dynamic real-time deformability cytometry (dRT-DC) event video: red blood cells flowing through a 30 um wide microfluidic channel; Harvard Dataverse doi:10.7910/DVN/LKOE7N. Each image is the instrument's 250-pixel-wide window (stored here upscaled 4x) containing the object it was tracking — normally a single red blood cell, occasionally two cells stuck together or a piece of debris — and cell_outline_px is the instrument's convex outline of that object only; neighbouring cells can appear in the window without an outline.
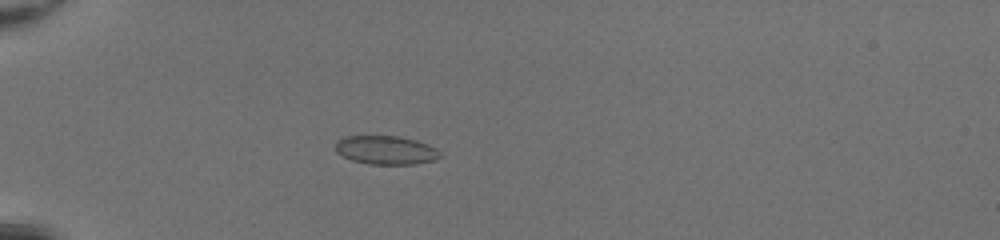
{"species": "common noctule bat (a hibernating species)", "species_latin": "Nyctalus noctula", "temperature_condition": "room temperature", "stored_images_in_passage": 36, "camera_frame_rate_fps": 3000, "um_per_image_px": 0.085, "animal": {"sex": "female", "body_mass_g": 20.0, "forearm_length_mm": 54.0}, "frame": {"image": 1, "passage_image": 2, "time_ms": 0.333, "image_size_px": [1000, 240], "cell_outline_px": [[444, 156], [436, 160], [416, 164], [368, 164], [352, 160], [336, 152], [336, 140], [344, 136], [396, 136], [416, 140], [428, 144], [436, 148]], "centroid_in_image_um": [32.84, 12.76], "position_along_channel_um": 52.2, "area_um2": 17.63}}
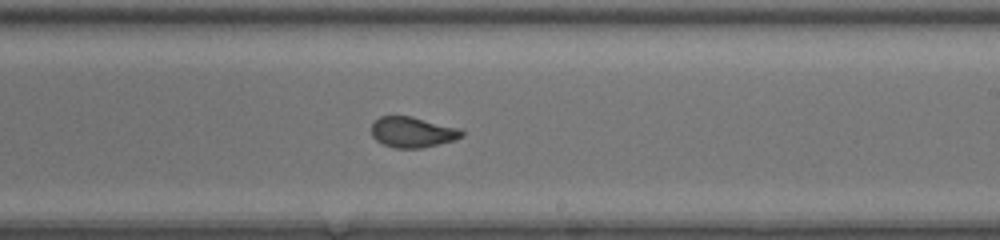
{"frame": {"image": 2, "passage_image": 18, "time_ms": 5.667, "image_size_px": [1000, 240], "cell_outline_px": [[464, 136], [452, 140], [420, 148], [396, 148], [384, 144], [376, 140], [372, 136], [372, 124], [380, 116], [412, 116], [460, 128], [464, 132]], "centroid_in_image_um": [35.07, 11.22], "position_along_channel_um": 253.9, "area_um2": 15.95}}
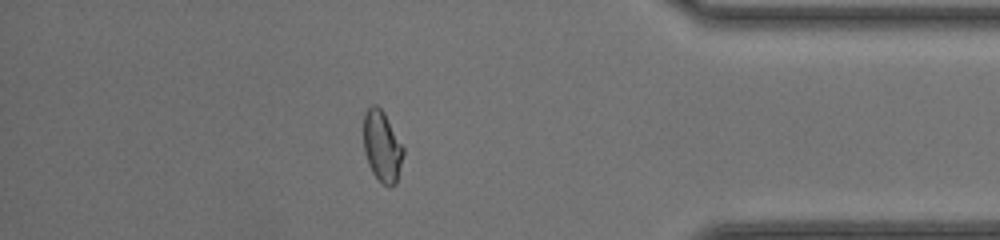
{"frame": {"image": 3, "passage_image": 30, "time_ms": 9.667, "image_size_px": [1000, 240], "cell_outline_px": [[404, 152], [396, 184], [388, 188], [372, 172], [368, 164], [364, 152], [364, 112], [372, 104], [376, 104], [384, 112], [404, 148]], "centroid_in_image_um": [32.47, 12.43], "position_along_channel_um": 402.7, "area_um2": 16.42}, "authors_computed_cell_mechanics": {"area_um2": 16.7331, "velocity_mm_per_s": 4.3087, "shape_relaxation_time_tau1_ms": 6.8877, "shape_relaxation_time_tau2_ms": null, "deformation_change_tau1": 0.1696, "deformation_change_tau2": null}}